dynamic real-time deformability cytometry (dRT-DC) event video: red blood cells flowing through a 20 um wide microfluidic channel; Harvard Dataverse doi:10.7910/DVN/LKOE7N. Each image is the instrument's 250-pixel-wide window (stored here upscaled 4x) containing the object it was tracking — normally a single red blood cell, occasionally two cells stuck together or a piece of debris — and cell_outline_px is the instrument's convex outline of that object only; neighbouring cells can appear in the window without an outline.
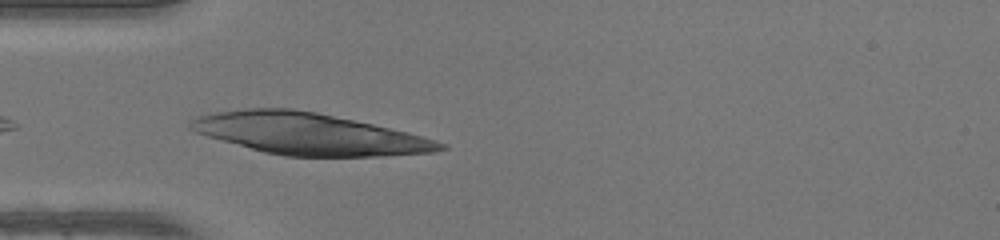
{"species": "human", "species_latin": "Homo sapiens", "temperature_condition": "warm", "stored_images_in_passage": 27, "camera_frame_rate_fps": 3000, "um_per_image_px": 0.085, "donor": {"sex": "female"}, "frame": {"image": 1, "passage_image": 2, "time_ms": 0.333, "image_size_px": [1000, 240], "cell_outline_px": [[448, 148], [436, 152], [376, 156], [284, 156], [264, 152], [208, 136], [196, 132], [188, 128], [188, 120], [196, 116], [208, 112], [244, 108], [292, 108], [316, 112], [372, 124], [436, 140], [448, 144]], "centroid_in_image_um": [26.19, 11.37], "position_along_channel_um": 58.8, "area_um2": 60.17}}
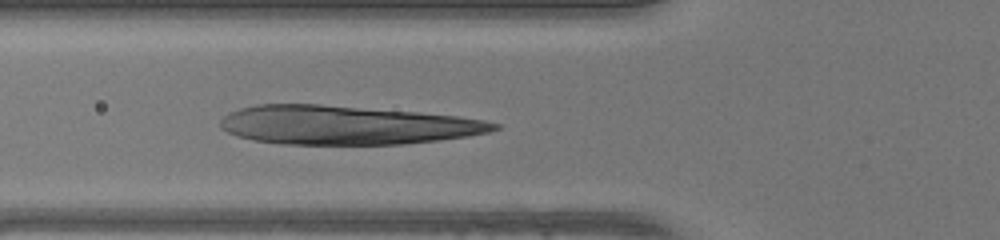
{"frame": {"image": 2, "passage_image": 5, "time_ms": 1.333, "image_size_px": [1000, 240], "cell_outline_px": [[500, 128], [488, 132], [468, 136], [404, 144], [280, 144], [252, 140], [236, 136], [220, 128], [220, 120], [228, 112], [240, 108], [256, 104], [320, 104], [416, 112], [456, 116], [484, 120], [500, 124]], "centroid_in_image_um": [29.39, 10.63], "position_along_channel_um": 96.4, "area_um2": 61.9}}